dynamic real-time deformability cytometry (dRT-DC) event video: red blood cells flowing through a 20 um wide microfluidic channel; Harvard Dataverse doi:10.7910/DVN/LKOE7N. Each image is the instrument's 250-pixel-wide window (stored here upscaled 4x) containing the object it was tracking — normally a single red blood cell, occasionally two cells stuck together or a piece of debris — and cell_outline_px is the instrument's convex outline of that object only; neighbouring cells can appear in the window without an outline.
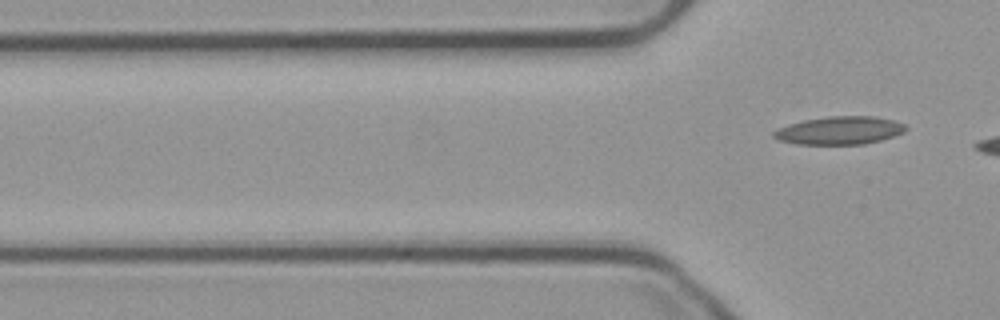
{"species": "common noctule bat (a hibernating species)", "species_latin": "Nyctalus noctula", "temperature_condition": "cold", "stored_images_in_passage": 2, "camera_frame_rate_fps": 3000, "um_per_image_px": 0.085, "animal": {"sex": "male", "body_mass_g": 23.1, "forearm_length_mm": 52.7}, "frame": {"image": 1, "passage_image": 2, "time_ms": 0.333, "image_size_px": [1000, 320], "cell_outline_px": [[908, 128], [904, 132], [880, 140], [864, 144], [796, 144], [780, 140], [772, 136], [772, 132], [776, 128], [788, 124], [804, 120], [828, 116], [872, 116], [892, 120], [904, 124]], "centroid_in_image_um": [71.32, 11.08], "position_along_channel_um": 54.5, "area_um2": 21.5}}